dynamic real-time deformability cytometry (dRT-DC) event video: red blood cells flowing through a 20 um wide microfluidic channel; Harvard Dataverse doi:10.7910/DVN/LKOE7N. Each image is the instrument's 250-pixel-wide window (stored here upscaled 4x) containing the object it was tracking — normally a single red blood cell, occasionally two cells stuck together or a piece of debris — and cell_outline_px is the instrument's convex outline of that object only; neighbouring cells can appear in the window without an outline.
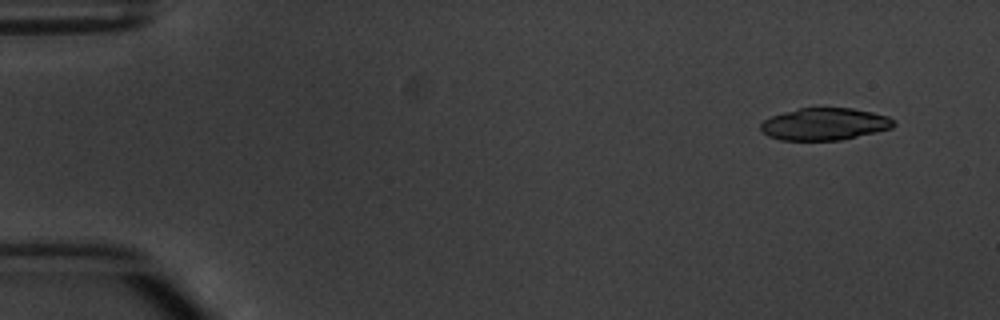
{"species": "common noctule bat (a hibernating species)", "species_latin": "Nyctalus noctula", "temperature_condition": "warm", "stored_images_in_passage": 4, "camera_frame_rate_fps": 3000, "um_per_image_px": 0.085, "animal": {"sex": "male", "body_mass_g": 20.1, "forearm_length_mm": 53.5}, "frame": {"image": 1, "passage_image": 1, "time_ms": 0.0, "image_size_px": [1000, 320], "cell_outline_px": [[896, 124], [892, 128], [876, 132], [840, 140], [780, 140], [768, 136], [760, 128], [760, 124], [764, 120], [772, 116], [784, 112], [800, 108], [852, 108], [872, 112], [888, 116]], "centroid_in_image_um": [70.09, 10.55], "position_along_channel_um": 14.9, "area_um2": 24.8}}